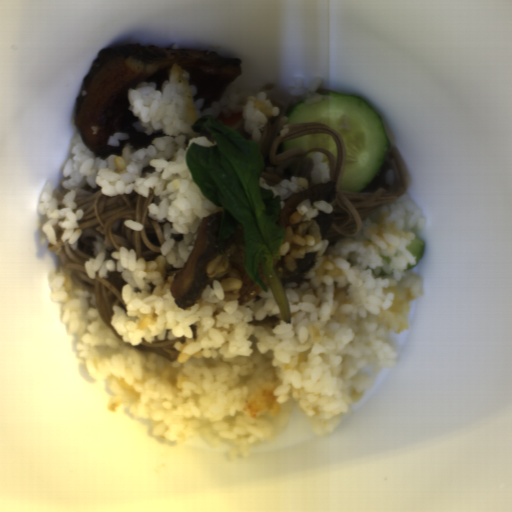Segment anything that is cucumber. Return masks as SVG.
Returning a JSON list of instances; mask_svg holds the SVG:
<instances>
[{
    "mask_svg": "<svg viewBox=\"0 0 512 512\" xmlns=\"http://www.w3.org/2000/svg\"><path fill=\"white\" fill-rule=\"evenodd\" d=\"M317 103H292L286 124L319 122L338 130L345 142L346 167L341 191L364 192L382 169L391 147L378 113L361 96L331 91L320 93ZM285 124V125H286Z\"/></svg>",
    "mask_w": 512,
    "mask_h": 512,
    "instance_id": "obj_1",
    "label": "cucumber"
},
{
    "mask_svg": "<svg viewBox=\"0 0 512 512\" xmlns=\"http://www.w3.org/2000/svg\"><path fill=\"white\" fill-rule=\"evenodd\" d=\"M301 148L304 150H310L312 148H323L327 149L338 157L339 151L337 143L333 136L329 134H311L296 139L280 142L276 155L282 153L288 149Z\"/></svg>",
    "mask_w": 512,
    "mask_h": 512,
    "instance_id": "obj_2",
    "label": "cucumber"
},
{
    "mask_svg": "<svg viewBox=\"0 0 512 512\" xmlns=\"http://www.w3.org/2000/svg\"><path fill=\"white\" fill-rule=\"evenodd\" d=\"M425 247V239H420L419 236L415 237L413 241L408 246H406V250H408L414 257H416V263L411 265L408 262V266L407 268H404V271H411L417 267L423 257Z\"/></svg>",
    "mask_w": 512,
    "mask_h": 512,
    "instance_id": "obj_3",
    "label": "cucumber"
}]
</instances>
